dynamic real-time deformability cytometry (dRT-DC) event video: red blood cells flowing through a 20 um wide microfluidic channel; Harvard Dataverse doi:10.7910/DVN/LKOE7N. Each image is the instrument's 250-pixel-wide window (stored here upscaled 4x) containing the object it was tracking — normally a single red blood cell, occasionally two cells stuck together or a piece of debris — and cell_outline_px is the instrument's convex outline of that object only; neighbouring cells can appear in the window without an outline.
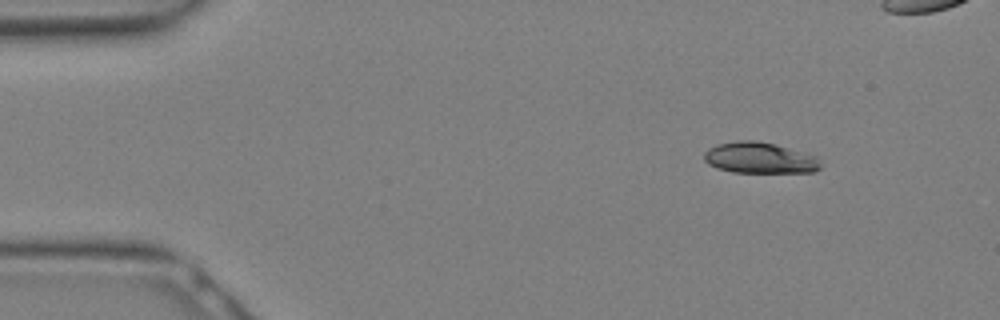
{"species": "Egyptian fruit bat (a non-hibernating species)", "species_latin": "Rousettus aegyptiacus", "temperature_condition": "warm", "stored_images_in_passage": 10, "camera_frame_rate_fps": 3000, "um_per_image_px": 0.085, "animal": {"sex": "female"}, "frame": {"image": 1, "passage_image": 1, "time_ms": 0.0, "image_size_px": [1000, 320], "cell_outline_px": [[820, 168], [816, 172], [732, 172], [716, 168], [708, 164], [704, 160], [704, 152], [708, 148], [716, 144], [740, 140], [756, 140], [772, 144], [816, 156], [820, 164]], "centroid_in_image_um": [64.52, 13.43], "position_along_channel_um": 20.5, "area_um2": 20.92}}
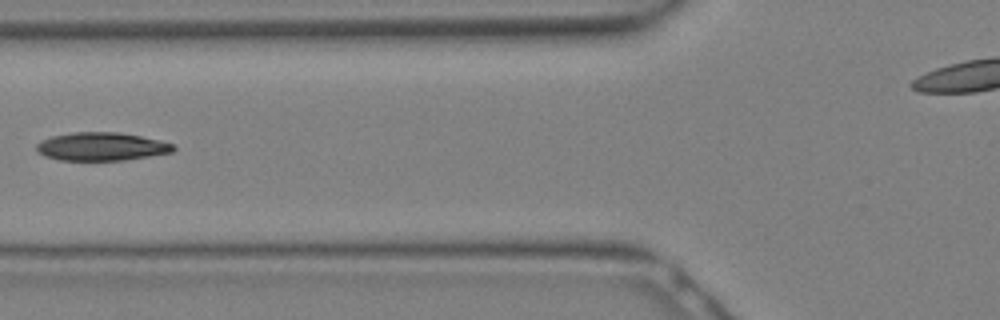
{"frame": {"image": 2, "passage_image": 9, "time_ms": 2.667, "image_size_px": [1000, 320], "cell_outline_px": [[176, 148], [172, 152], [124, 160], [60, 160], [44, 156], [36, 148], [36, 144], [52, 136], [72, 132], [120, 132], [160, 140], [172, 144]], "centroid_in_image_um": [8.63, 12.45], "position_along_channel_um": 117.2, "area_um2": 22.31}}